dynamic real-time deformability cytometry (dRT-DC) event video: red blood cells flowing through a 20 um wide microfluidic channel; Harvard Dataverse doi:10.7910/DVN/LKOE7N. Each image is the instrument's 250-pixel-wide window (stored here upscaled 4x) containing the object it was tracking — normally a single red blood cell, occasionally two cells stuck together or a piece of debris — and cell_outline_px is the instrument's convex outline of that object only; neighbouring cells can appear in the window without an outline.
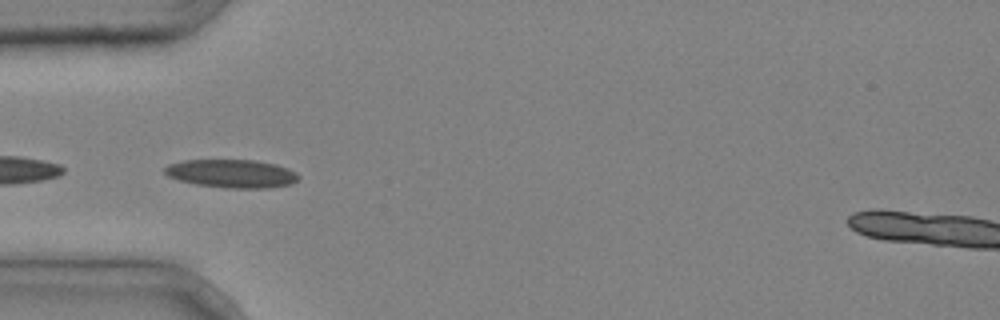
{"species": "common noctule bat (a hibernating species)", "species_latin": "Nyctalus noctula", "temperature_condition": "cold", "stored_images_in_passage": 4, "camera_frame_rate_fps": 3000, "um_per_image_px": 0.085, "animal": {"sex": "male", "body_mass_g": 20.4}, "frame": {"image": 1, "passage_image": 3, "time_ms": 0.667, "image_size_px": [1000, 320], "cell_outline_px": [[300, 176], [292, 184], [268, 188], [224, 188], [196, 184], [180, 180], [168, 176], [164, 172], [164, 168], [168, 164], [184, 160], [256, 160], [276, 164], [288, 168], [296, 172]], "centroid_in_image_um": [19.71, 14.75], "position_along_channel_um": 65.3, "area_um2": 22.14}}